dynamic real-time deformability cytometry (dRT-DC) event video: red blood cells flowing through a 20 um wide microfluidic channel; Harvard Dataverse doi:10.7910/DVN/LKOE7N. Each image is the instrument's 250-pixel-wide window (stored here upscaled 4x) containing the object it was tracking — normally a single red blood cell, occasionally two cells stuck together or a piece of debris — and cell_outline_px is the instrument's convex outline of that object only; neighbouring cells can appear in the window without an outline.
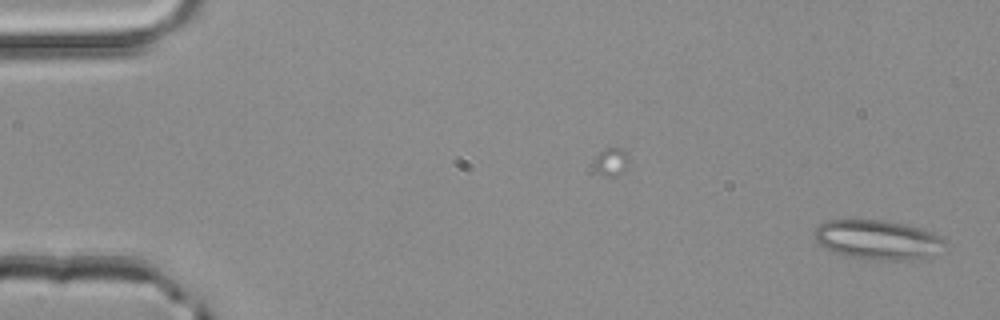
{"species": "common noctule bat (a hibernating species)", "species_latin": "Nyctalus noctula", "temperature_condition": "room temperature", "stored_images_in_passage": 2, "camera_frame_rate_fps": 3000, "um_per_image_px": 0.085, "animal": {"sex": "male", "body_mass_g": 20.4}, "frame": {"image": 1, "passage_image": 2, "time_ms": 0.333, "image_size_px": [1000, 320], "cell_outline_px": [[944, 240], [936, 256], [912, 260], [868, 260], [832, 252], [824, 248], [816, 240], [812, 232], [820, 224], [828, 220], [880, 220], [920, 228], [932, 232], [940, 236]], "centroid_in_image_um": [74.58, 20.4], "position_along_channel_um": 10.4, "area_um2": 29.94}}